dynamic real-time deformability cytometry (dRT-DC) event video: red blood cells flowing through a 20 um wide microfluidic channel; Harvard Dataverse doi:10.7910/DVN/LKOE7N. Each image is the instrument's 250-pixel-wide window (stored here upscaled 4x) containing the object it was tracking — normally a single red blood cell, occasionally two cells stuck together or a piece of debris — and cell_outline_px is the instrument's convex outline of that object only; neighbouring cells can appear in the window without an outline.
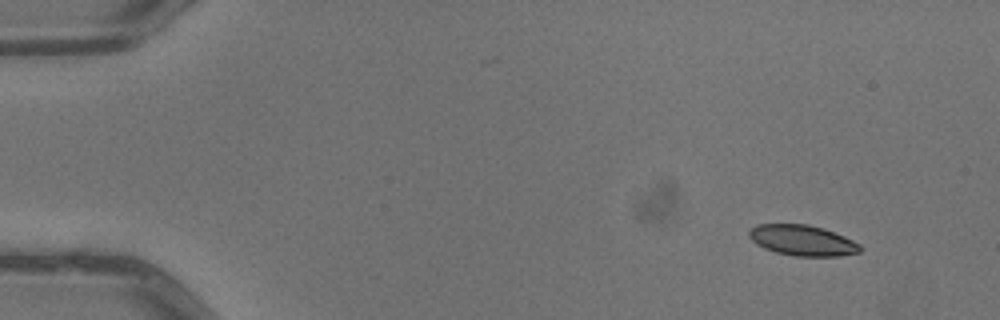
{"species": "common noctule bat (a hibernating species)", "species_latin": "Nyctalus noctula", "temperature_condition": "warm", "stored_images_in_passage": 4, "camera_frame_rate_fps": 3000, "um_per_image_px": 0.085, "animal": {"sex": "male", "body_mass_g": 13.3}, "frame": {"image": 1, "passage_image": 1, "time_ms": 0.0, "image_size_px": [1000, 320], "cell_outline_px": [[860, 252], [840, 256], [796, 256], [776, 252], [764, 248], [756, 244], [748, 236], [748, 232], [756, 224], [808, 224], [824, 228], [844, 236], [860, 244]], "centroid_in_image_um": [68.2, 20.42], "position_along_channel_um": 16.8, "area_um2": 19.83}}
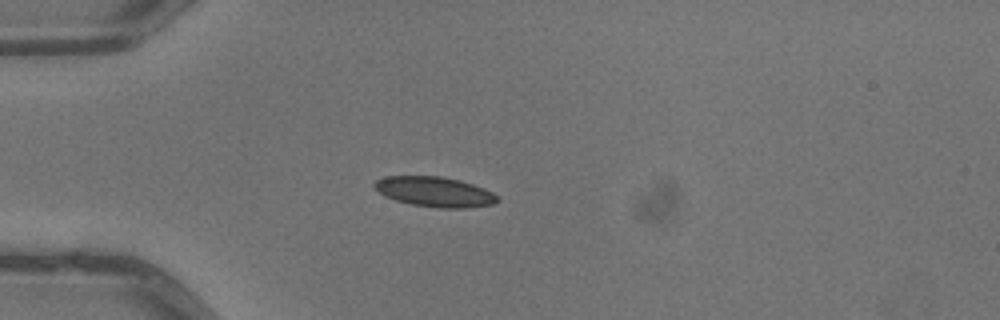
{"frame": {"image": 2, "passage_image": 4, "time_ms": 1.0, "image_size_px": [1000, 320], "cell_outline_px": [[500, 200], [492, 204], [464, 208], [440, 208], [412, 204], [396, 200], [384, 196], [372, 188], [372, 184], [376, 180], [384, 176], [440, 176], [460, 180], [484, 188], [492, 192]], "centroid_in_image_um": [36.89, 16.29], "position_along_channel_um": 48.1, "area_um2": 21.56}}